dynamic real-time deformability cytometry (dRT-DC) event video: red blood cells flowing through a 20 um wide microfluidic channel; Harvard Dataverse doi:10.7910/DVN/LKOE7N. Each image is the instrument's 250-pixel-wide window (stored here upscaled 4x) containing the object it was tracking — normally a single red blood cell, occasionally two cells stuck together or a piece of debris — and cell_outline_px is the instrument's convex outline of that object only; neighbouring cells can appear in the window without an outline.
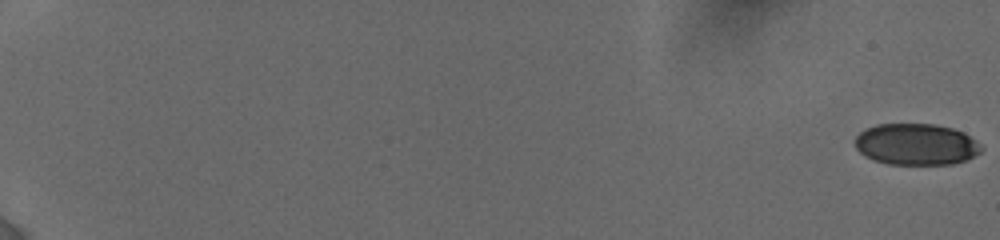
{"species": "human", "species_latin": "Homo sapiens", "temperature_condition": "cold", "stored_images_in_passage": 43, "camera_frame_rate_fps": 3000, "um_per_image_px": 0.085, "donor": {"sex": "female"}, "frame": {"image": 1, "passage_image": 1, "time_ms": 0.0, "image_size_px": [1000, 240], "cell_outline_px": [[984, 148], [980, 152], [964, 160], [952, 164], [888, 164], [876, 160], [860, 152], [856, 148], [856, 136], [864, 128], [876, 124], [932, 124], [952, 128], [964, 132], [976, 140]], "centroid_in_image_um": [77.88, 12.25], "position_along_channel_um": 7.1, "area_um2": 30.35}}
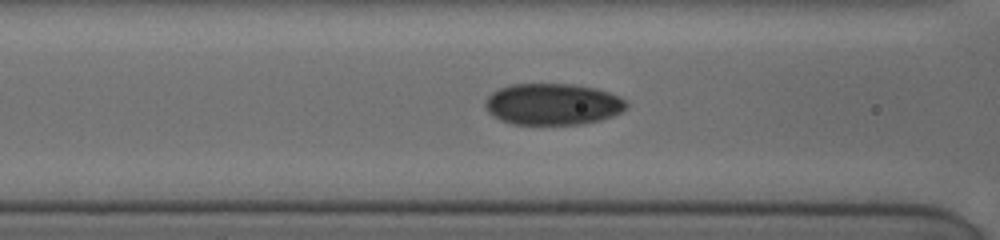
{"frame": {"image": 2, "passage_image": 37, "time_ms": 9.0, "image_size_px": [1000, 240], "cell_outline_px": [[628, 108], [612, 116], [600, 120], [580, 124], [512, 124], [500, 120], [492, 116], [488, 112], [484, 104], [488, 96], [492, 92], [500, 88], [512, 84], [572, 84], [596, 88], [620, 96], [628, 104]], "centroid_in_image_um": [46.98, 8.85], "position_along_channel_um": 119.6, "area_um2": 34.22}}
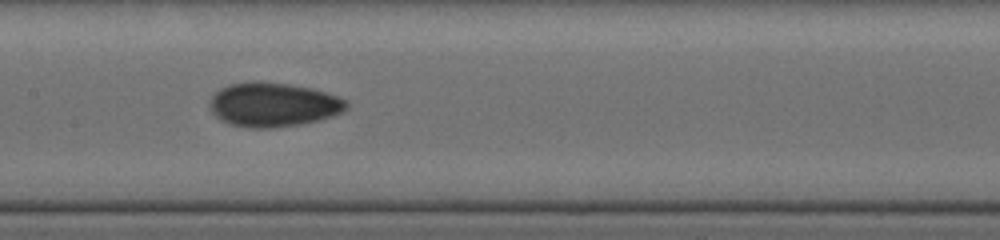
{"frame": {"image": 3, "passage_image": 43, "time_ms": 10.667, "image_size_px": [1000, 240], "cell_outline_px": [[348, 108], [344, 112], [320, 120], [300, 124], [272, 128], [248, 128], [232, 124], [220, 120], [212, 112], [208, 104], [212, 96], [220, 88], [228, 84], [248, 80], [260, 80], [288, 84], [312, 88], [348, 100]], "centroid_in_image_um": [23.22, 8.88], "position_along_channel_um": 184.2, "area_um2": 35.66}}